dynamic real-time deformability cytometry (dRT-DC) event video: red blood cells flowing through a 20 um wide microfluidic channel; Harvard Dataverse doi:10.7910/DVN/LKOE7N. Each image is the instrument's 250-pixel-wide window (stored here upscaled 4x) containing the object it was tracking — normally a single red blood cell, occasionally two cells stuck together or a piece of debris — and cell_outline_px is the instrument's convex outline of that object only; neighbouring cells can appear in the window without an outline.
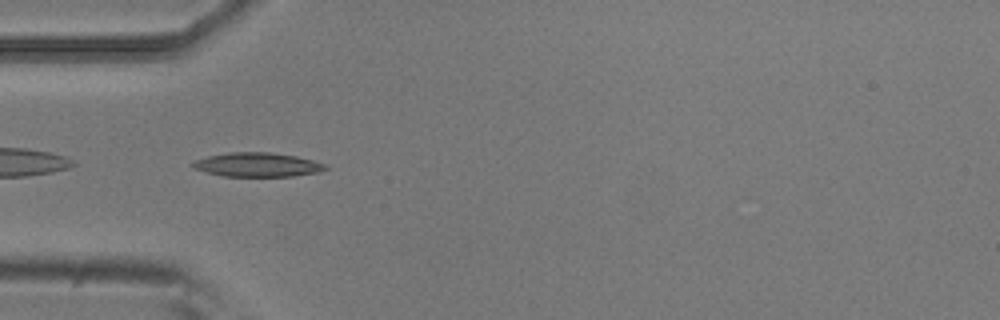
{"species": "common noctule bat (a hibernating species)", "species_latin": "Nyctalus noctula", "temperature_condition": "room temperature", "stored_images_in_passage": 34, "camera_frame_rate_fps": 3000, "um_per_image_px": 0.085, "animal": {"sex": "male", "body_mass_g": 20.5, "forearm_length_mm": 52.5}, "frame": {"image": 1, "passage_image": 3, "time_ms": 0.667, "image_size_px": [1000, 320], "cell_outline_px": [[328, 168], [320, 172], [292, 176], [224, 176], [192, 168], [192, 164], [196, 160], [208, 156], [228, 152], [272, 152], [296, 156], [328, 164]], "centroid_in_image_um": [21.93, 13.99], "position_along_channel_um": 63.1, "area_um2": 18.61}}
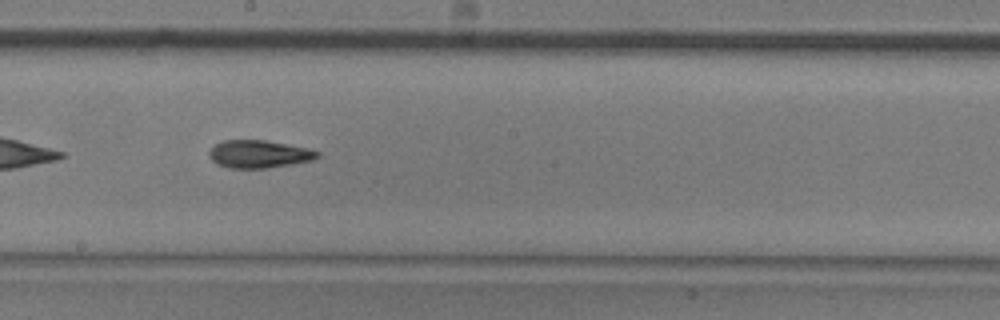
{"frame": {"image": 2, "passage_image": 16, "time_ms": 5.0, "image_size_px": [1000, 320], "cell_outline_px": [[320, 156], [312, 160], [264, 168], [228, 168], [216, 164], [208, 156], [208, 152], [216, 144], [224, 140], [264, 140], [308, 148], [320, 152]], "centroid_in_image_um": [21.98, 13.09], "position_along_channel_um": 226.2, "area_um2": 17.34}}
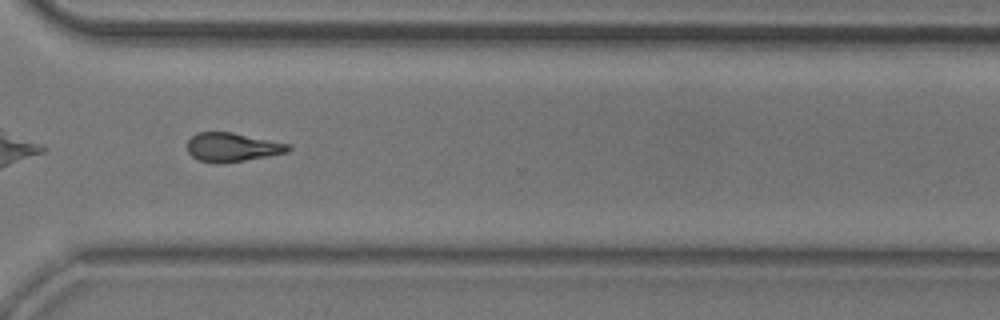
{"frame": {"image": 3, "passage_image": 26, "time_ms": 8.333, "image_size_px": [1000, 320], "cell_outline_px": [[292, 148], [288, 152], [268, 156], [220, 164], [200, 160], [192, 156], [188, 152], [188, 140], [196, 132], [232, 132], [292, 144]], "centroid_in_image_um": [19.78, 12.5], "position_along_channel_um": 350.8, "area_um2": 17.05}, "authors_computed_cell_mechanics": {"area_um2": 17.3978, "velocity_mm_per_s": 3.7591, "shape_relaxation_time_tau1_ms": 6.0895, "shape_relaxation_time_tau2_ms": 5.3513, "deformation_change_tau1": 0.2123, "deformation_change_tau2": 0.1446}}